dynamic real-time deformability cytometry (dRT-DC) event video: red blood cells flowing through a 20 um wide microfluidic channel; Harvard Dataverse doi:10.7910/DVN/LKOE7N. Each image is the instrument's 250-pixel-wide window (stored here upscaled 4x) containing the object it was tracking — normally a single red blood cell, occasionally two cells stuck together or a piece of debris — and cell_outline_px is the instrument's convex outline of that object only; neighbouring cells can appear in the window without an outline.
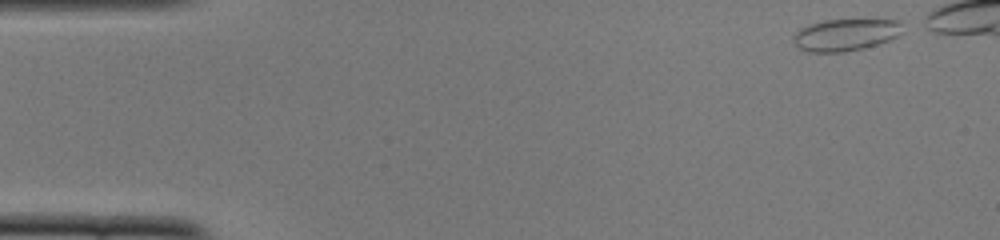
{"species": "common noctule bat (a hibernating species)", "species_latin": "Nyctalus noctula", "temperature_condition": "cold", "stored_images_in_passage": 40, "camera_frame_rate_fps": 3000, "um_per_image_px": 0.085, "animal": {"sex": "female", "body_mass_g": 22.0, "forearm_length_mm": 56.7}, "frame": {"image": 1, "passage_image": 1, "time_ms": 0.0, "image_size_px": [1000, 240], "cell_outline_px": [[900, 32], [896, 36], [888, 40], [876, 44], [844, 52], [808, 52], [800, 48], [792, 40], [792, 36], [800, 28], [808, 24], [824, 20], [900, 20]], "centroid_in_image_um": [71.79, 2.95], "position_along_channel_um": 13.2, "area_um2": 20.0}}
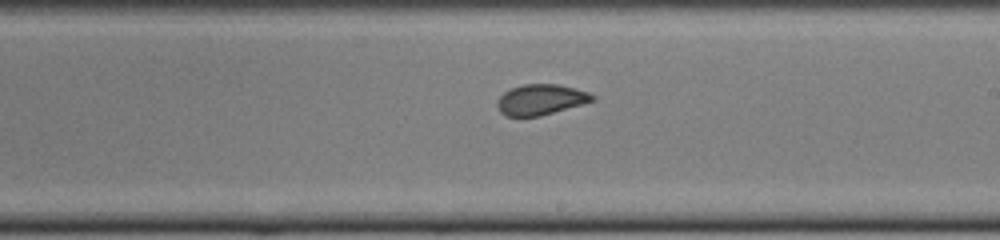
{"frame": {"image": 2, "passage_image": 27, "time_ms": 8.667, "image_size_px": [1000, 240], "cell_outline_px": [[596, 100], [540, 116], [508, 116], [500, 112], [496, 104], [496, 100], [504, 92], [512, 88], [524, 84], [556, 84], [588, 92], [596, 96]], "centroid_in_image_um": [45.95, 8.47], "position_along_channel_um": 243.0, "area_um2": 16.82}}
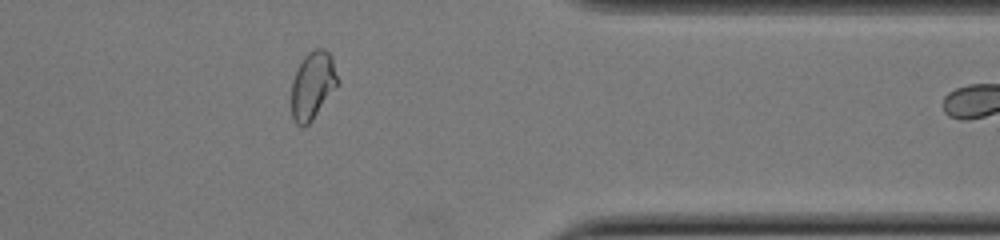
{"frame": {"image": 3, "passage_image": 39, "time_ms": 12.667, "image_size_px": [1000, 240], "cell_outline_px": [[340, 80], [312, 120], [304, 128], [300, 128], [296, 124], [292, 116], [292, 80], [304, 56], [308, 52], [316, 48], [324, 48], [332, 56]], "centroid_in_image_um": [26.58, 7.25], "position_along_channel_um": 384.8, "area_um2": 18.15}}